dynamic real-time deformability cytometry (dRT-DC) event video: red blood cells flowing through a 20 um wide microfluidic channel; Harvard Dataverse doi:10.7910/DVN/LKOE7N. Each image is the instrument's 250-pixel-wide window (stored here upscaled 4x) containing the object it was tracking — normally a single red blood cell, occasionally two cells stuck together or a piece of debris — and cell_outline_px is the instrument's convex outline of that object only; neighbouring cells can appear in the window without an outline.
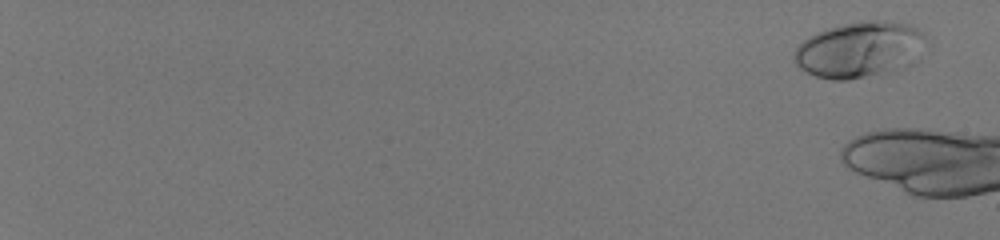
{"species": "human", "species_latin": "Homo sapiens", "temperature_condition": "room temperature", "stored_images_in_passage": 19, "camera_frame_rate_fps": 3000, "um_per_image_px": 0.085, "donor": {"sex": "male"}, "frame": {"image": 1, "passage_image": 4, "time_ms": 1.0, "image_size_px": [1000, 240], "cell_outline_px": [[932, 44], [912, 64], [848, 80], [832, 80], [816, 76], [804, 72], [796, 64], [792, 56], [796, 48], [808, 36], [816, 32], [828, 28], [844, 24], [864, 20], [884, 20], [908, 24], [916, 28]], "centroid_in_image_um": [73.1, 4.2], "position_along_channel_um": 11.9, "area_um2": 43.18}}